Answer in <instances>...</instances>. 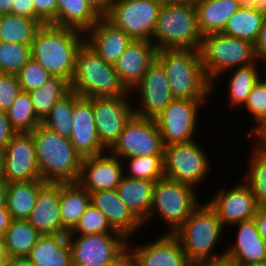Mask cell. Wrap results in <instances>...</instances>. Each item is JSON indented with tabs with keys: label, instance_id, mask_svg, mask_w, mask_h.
<instances>
[{
	"label": "cell",
	"instance_id": "obj_18",
	"mask_svg": "<svg viewBox=\"0 0 266 266\" xmlns=\"http://www.w3.org/2000/svg\"><path fill=\"white\" fill-rule=\"evenodd\" d=\"M158 236L140 245L128 239L131 261L136 266H192L180 241L173 234L162 233Z\"/></svg>",
	"mask_w": 266,
	"mask_h": 266
},
{
	"label": "cell",
	"instance_id": "obj_11",
	"mask_svg": "<svg viewBox=\"0 0 266 266\" xmlns=\"http://www.w3.org/2000/svg\"><path fill=\"white\" fill-rule=\"evenodd\" d=\"M165 0H112L106 18L134 40L151 41Z\"/></svg>",
	"mask_w": 266,
	"mask_h": 266
},
{
	"label": "cell",
	"instance_id": "obj_60",
	"mask_svg": "<svg viewBox=\"0 0 266 266\" xmlns=\"http://www.w3.org/2000/svg\"><path fill=\"white\" fill-rule=\"evenodd\" d=\"M266 131V121L251 135L257 140Z\"/></svg>",
	"mask_w": 266,
	"mask_h": 266
},
{
	"label": "cell",
	"instance_id": "obj_52",
	"mask_svg": "<svg viewBox=\"0 0 266 266\" xmlns=\"http://www.w3.org/2000/svg\"><path fill=\"white\" fill-rule=\"evenodd\" d=\"M131 261V255L128 246L113 260L100 266H126Z\"/></svg>",
	"mask_w": 266,
	"mask_h": 266
},
{
	"label": "cell",
	"instance_id": "obj_39",
	"mask_svg": "<svg viewBox=\"0 0 266 266\" xmlns=\"http://www.w3.org/2000/svg\"><path fill=\"white\" fill-rule=\"evenodd\" d=\"M164 155H150L122 159L124 175L134 179L156 182L164 177Z\"/></svg>",
	"mask_w": 266,
	"mask_h": 266
},
{
	"label": "cell",
	"instance_id": "obj_40",
	"mask_svg": "<svg viewBox=\"0 0 266 266\" xmlns=\"http://www.w3.org/2000/svg\"><path fill=\"white\" fill-rule=\"evenodd\" d=\"M74 91L70 90L52 107L50 113L42 120V124L67 139L72 133V111Z\"/></svg>",
	"mask_w": 266,
	"mask_h": 266
},
{
	"label": "cell",
	"instance_id": "obj_31",
	"mask_svg": "<svg viewBox=\"0 0 266 266\" xmlns=\"http://www.w3.org/2000/svg\"><path fill=\"white\" fill-rule=\"evenodd\" d=\"M46 184L41 179L8 184L6 208L12 219L26 220L33 210L38 191Z\"/></svg>",
	"mask_w": 266,
	"mask_h": 266
},
{
	"label": "cell",
	"instance_id": "obj_17",
	"mask_svg": "<svg viewBox=\"0 0 266 266\" xmlns=\"http://www.w3.org/2000/svg\"><path fill=\"white\" fill-rule=\"evenodd\" d=\"M2 178L8 184L41 179L31 133H17L3 150Z\"/></svg>",
	"mask_w": 266,
	"mask_h": 266
},
{
	"label": "cell",
	"instance_id": "obj_64",
	"mask_svg": "<svg viewBox=\"0 0 266 266\" xmlns=\"http://www.w3.org/2000/svg\"><path fill=\"white\" fill-rule=\"evenodd\" d=\"M264 250H265V263H266V239L264 240Z\"/></svg>",
	"mask_w": 266,
	"mask_h": 266
},
{
	"label": "cell",
	"instance_id": "obj_14",
	"mask_svg": "<svg viewBox=\"0 0 266 266\" xmlns=\"http://www.w3.org/2000/svg\"><path fill=\"white\" fill-rule=\"evenodd\" d=\"M73 266H100L116 258L128 245L121 233L67 235Z\"/></svg>",
	"mask_w": 266,
	"mask_h": 266
},
{
	"label": "cell",
	"instance_id": "obj_30",
	"mask_svg": "<svg viewBox=\"0 0 266 266\" xmlns=\"http://www.w3.org/2000/svg\"><path fill=\"white\" fill-rule=\"evenodd\" d=\"M90 204V193L78 182L61 183L60 217L68 232L75 228Z\"/></svg>",
	"mask_w": 266,
	"mask_h": 266
},
{
	"label": "cell",
	"instance_id": "obj_32",
	"mask_svg": "<svg viewBox=\"0 0 266 266\" xmlns=\"http://www.w3.org/2000/svg\"><path fill=\"white\" fill-rule=\"evenodd\" d=\"M249 143L247 169L240 179L250 187L258 208H266V150L256 140Z\"/></svg>",
	"mask_w": 266,
	"mask_h": 266
},
{
	"label": "cell",
	"instance_id": "obj_6",
	"mask_svg": "<svg viewBox=\"0 0 266 266\" xmlns=\"http://www.w3.org/2000/svg\"><path fill=\"white\" fill-rule=\"evenodd\" d=\"M70 89L86 98L131 96L121 83L115 66L105 62L85 42L77 53L75 74Z\"/></svg>",
	"mask_w": 266,
	"mask_h": 266
},
{
	"label": "cell",
	"instance_id": "obj_20",
	"mask_svg": "<svg viewBox=\"0 0 266 266\" xmlns=\"http://www.w3.org/2000/svg\"><path fill=\"white\" fill-rule=\"evenodd\" d=\"M124 175L123 162L109 151L82 158L78 183L89 193L117 189Z\"/></svg>",
	"mask_w": 266,
	"mask_h": 266
},
{
	"label": "cell",
	"instance_id": "obj_37",
	"mask_svg": "<svg viewBox=\"0 0 266 266\" xmlns=\"http://www.w3.org/2000/svg\"><path fill=\"white\" fill-rule=\"evenodd\" d=\"M70 90V84L65 79L51 76L40 88L28 92L38 118L42 121Z\"/></svg>",
	"mask_w": 266,
	"mask_h": 266
},
{
	"label": "cell",
	"instance_id": "obj_47",
	"mask_svg": "<svg viewBox=\"0 0 266 266\" xmlns=\"http://www.w3.org/2000/svg\"><path fill=\"white\" fill-rule=\"evenodd\" d=\"M16 134L7 113L0 111V150L3 151Z\"/></svg>",
	"mask_w": 266,
	"mask_h": 266
},
{
	"label": "cell",
	"instance_id": "obj_1",
	"mask_svg": "<svg viewBox=\"0 0 266 266\" xmlns=\"http://www.w3.org/2000/svg\"><path fill=\"white\" fill-rule=\"evenodd\" d=\"M85 42L84 32L43 24L31 44V58L40 63L53 77L72 82L77 53Z\"/></svg>",
	"mask_w": 266,
	"mask_h": 266
},
{
	"label": "cell",
	"instance_id": "obj_59",
	"mask_svg": "<svg viewBox=\"0 0 266 266\" xmlns=\"http://www.w3.org/2000/svg\"><path fill=\"white\" fill-rule=\"evenodd\" d=\"M13 1L14 0H0V14L11 13Z\"/></svg>",
	"mask_w": 266,
	"mask_h": 266
},
{
	"label": "cell",
	"instance_id": "obj_61",
	"mask_svg": "<svg viewBox=\"0 0 266 266\" xmlns=\"http://www.w3.org/2000/svg\"><path fill=\"white\" fill-rule=\"evenodd\" d=\"M256 141L266 150V131Z\"/></svg>",
	"mask_w": 266,
	"mask_h": 266
},
{
	"label": "cell",
	"instance_id": "obj_25",
	"mask_svg": "<svg viewBox=\"0 0 266 266\" xmlns=\"http://www.w3.org/2000/svg\"><path fill=\"white\" fill-rule=\"evenodd\" d=\"M85 43L90 46L105 62L115 64L134 40L123 30L116 27L106 17L84 33Z\"/></svg>",
	"mask_w": 266,
	"mask_h": 266
},
{
	"label": "cell",
	"instance_id": "obj_63",
	"mask_svg": "<svg viewBox=\"0 0 266 266\" xmlns=\"http://www.w3.org/2000/svg\"><path fill=\"white\" fill-rule=\"evenodd\" d=\"M3 151L0 150V179L2 178Z\"/></svg>",
	"mask_w": 266,
	"mask_h": 266
},
{
	"label": "cell",
	"instance_id": "obj_51",
	"mask_svg": "<svg viewBox=\"0 0 266 266\" xmlns=\"http://www.w3.org/2000/svg\"><path fill=\"white\" fill-rule=\"evenodd\" d=\"M259 234L266 239V208H258L254 216Z\"/></svg>",
	"mask_w": 266,
	"mask_h": 266
},
{
	"label": "cell",
	"instance_id": "obj_24",
	"mask_svg": "<svg viewBox=\"0 0 266 266\" xmlns=\"http://www.w3.org/2000/svg\"><path fill=\"white\" fill-rule=\"evenodd\" d=\"M157 48L149 40H133L114 64L118 77L130 92L157 59Z\"/></svg>",
	"mask_w": 266,
	"mask_h": 266
},
{
	"label": "cell",
	"instance_id": "obj_13",
	"mask_svg": "<svg viewBox=\"0 0 266 266\" xmlns=\"http://www.w3.org/2000/svg\"><path fill=\"white\" fill-rule=\"evenodd\" d=\"M130 93L136 98L134 114L143 118L155 119L175 99L165 69L157 59Z\"/></svg>",
	"mask_w": 266,
	"mask_h": 266
},
{
	"label": "cell",
	"instance_id": "obj_58",
	"mask_svg": "<svg viewBox=\"0 0 266 266\" xmlns=\"http://www.w3.org/2000/svg\"><path fill=\"white\" fill-rule=\"evenodd\" d=\"M9 258L8 251L3 244L2 238H0V266H7Z\"/></svg>",
	"mask_w": 266,
	"mask_h": 266
},
{
	"label": "cell",
	"instance_id": "obj_42",
	"mask_svg": "<svg viewBox=\"0 0 266 266\" xmlns=\"http://www.w3.org/2000/svg\"><path fill=\"white\" fill-rule=\"evenodd\" d=\"M240 108H245L249 112L247 116L252 120V126L247 130L251 135L266 121V76L263 75L254 85L252 91L247 97L245 104Z\"/></svg>",
	"mask_w": 266,
	"mask_h": 266
},
{
	"label": "cell",
	"instance_id": "obj_50",
	"mask_svg": "<svg viewBox=\"0 0 266 266\" xmlns=\"http://www.w3.org/2000/svg\"><path fill=\"white\" fill-rule=\"evenodd\" d=\"M99 17H106L112 0H85Z\"/></svg>",
	"mask_w": 266,
	"mask_h": 266
},
{
	"label": "cell",
	"instance_id": "obj_67",
	"mask_svg": "<svg viewBox=\"0 0 266 266\" xmlns=\"http://www.w3.org/2000/svg\"><path fill=\"white\" fill-rule=\"evenodd\" d=\"M264 75L266 76V64L264 65Z\"/></svg>",
	"mask_w": 266,
	"mask_h": 266
},
{
	"label": "cell",
	"instance_id": "obj_23",
	"mask_svg": "<svg viewBox=\"0 0 266 266\" xmlns=\"http://www.w3.org/2000/svg\"><path fill=\"white\" fill-rule=\"evenodd\" d=\"M91 204L94 205L107 219L110 226L123 234L127 239L143 233V223L122 202L116 189L90 193ZM142 230V231H141ZM140 231V232H139Z\"/></svg>",
	"mask_w": 266,
	"mask_h": 266
},
{
	"label": "cell",
	"instance_id": "obj_41",
	"mask_svg": "<svg viewBox=\"0 0 266 266\" xmlns=\"http://www.w3.org/2000/svg\"><path fill=\"white\" fill-rule=\"evenodd\" d=\"M30 59V46L0 41V73L17 75Z\"/></svg>",
	"mask_w": 266,
	"mask_h": 266
},
{
	"label": "cell",
	"instance_id": "obj_29",
	"mask_svg": "<svg viewBox=\"0 0 266 266\" xmlns=\"http://www.w3.org/2000/svg\"><path fill=\"white\" fill-rule=\"evenodd\" d=\"M195 7L202 36L222 33L228 19L240 8L237 0H202Z\"/></svg>",
	"mask_w": 266,
	"mask_h": 266
},
{
	"label": "cell",
	"instance_id": "obj_62",
	"mask_svg": "<svg viewBox=\"0 0 266 266\" xmlns=\"http://www.w3.org/2000/svg\"><path fill=\"white\" fill-rule=\"evenodd\" d=\"M173 1L196 4L198 2H201L202 0H173Z\"/></svg>",
	"mask_w": 266,
	"mask_h": 266
},
{
	"label": "cell",
	"instance_id": "obj_45",
	"mask_svg": "<svg viewBox=\"0 0 266 266\" xmlns=\"http://www.w3.org/2000/svg\"><path fill=\"white\" fill-rule=\"evenodd\" d=\"M20 91L17 75L0 73V111L7 112Z\"/></svg>",
	"mask_w": 266,
	"mask_h": 266
},
{
	"label": "cell",
	"instance_id": "obj_54",
	"mask_svg": "<svg viewBox=\"0 0 266 266\" xmlns=\"http://www.w3.org/2000/svg\"><path fill=\"white\" fill-rule=\"evenodd\" d=\"M192 266H239L235 262L231 261L227 257H222L219 259L198 261L192 263Z\"/></svg>",
	"mask_w": 266,
	"mask_h": 266
},
{
	"label": "cell",
	"instance_id": "obj_19",
	"mask_svg": "<svg viewBox=\"0 0 266 266\" xmlns=\"http://www.w3.org/2000/svg\"><path fill=\"white\" fill-rule=\"evenodd\" d=\"M72 133L70 141L82 157L100 155L108 150L99 141L93 113L92 98L79 96L74 92L72 111Z\"/></svg>",
	"mask_w": 266,
	"mask_h": 266
},
{
	"label": "cell",
	"instance_id": "obj_22",
	"mask_svg": "<svg viewBox=\"0 0 266 266\" xmlns=\"http://www.w3.org/2000/svg\"><path fill=\"white\" fill-rule=\"evenodd\" d=\"M61 183H46L37 194L36 204L26 219L41 235H68L60 217Z\"/></svg>",
	"mask_w": 266,
	"mask_h": 266
},
{
	"label": "cell",
	"instance_id": "obj_21",
	"mask_svg": "<svg viewBox=\"0 0 266 266\" xmlns=\"http://www.w3.org/2000/svg\"><path fill=\"white\" fill-rule=\"evenodd\" d=\"M227 229L228 232L231 229L236 232L234 241L225 247V257L239 266L265 263L264 238L259 234L254 218L238 222Z\"/></svg>",
	"mask_w": 266,
	"mask_h": 266
},
{
	"label": "cell",
	"instance_id": "obj_8",
	"mask_svg": "<svg viewBox=\"0 0 266 266\" xmlns=\"http://www.w3.org/2000/svg\"><path fill=\"white\" fill-rule=\"evenodd\" d=\"M199 50L205 72L212 83L230 69L259 63L254 43L223 33L203 36Z\"/></svg>",
	"mask_w": 266,
	"mask_h": 266
},
{
	"label": "cell",
	"instance_id": "obj_10",
	"mask_svg": "<svg viewBox=\"0 0 266 266\" xmlns=\"http://www.w3.org/2000/svg\"><path fill=\"white\" fill-rule=\"evenodd\" d=\"M207 101L174 99L166 106L155 118L164 146L187 143L198 138L200 114L202 107L208 105Z\"/></svg>",
	"mask_w": 266,
	"mask_h": 266
},
{
	"label": "cell",
	"instance_id": "obj_56",
	"mask_svg": "<svg viewBox=\"0 0 266 266\" xmlns=\"http://www.w3.org/2000/svg\"><path fill=\"white\" fill-rule=\"evenodd\" d=\"M7 266H35L27 257H10Z\"/></svg>",
	"mask_w": 266,
	"mask_h": 266
},
{
	"label": "cell",
	"instance_id": "obj_26",
	"mask_svg": "<svg viewBox=\"0 0 266 266\" xmlns=\"http://www.w3.org/2000/svg\"><path fill=\"white\" fill-rule=\"evenodd\" d=\"M226 74L228 77L226 79L227 83H223L225 84L224 89L227 88L226 93L228 95L226 100H228L229 104L226 106H229L231 110H240V108H242V106L245 104L247 97L252 91L254 85L264 75V65L261 63H254L249 66L234 68L224 72L212 83L213 95H216V85H220L219 81H221V84L222 81L224 82L222 79H225L224 77H226Z\"/></svg>",
	"mask_w": 266,
	"mask_h": 266
},
{
	"label": "cell",
	"instance_id": "obj_3",
	"mask_svg": "<svg viewBox=\"0 0 266 266\" xmlns=\"http://www.w3.org/2000/svg\"><path fill=\"white\" fill-rule=\"evenodd\" d=\"M41 180L46 183H75L81 173L82 157L70 139L62 137L42 123L31 132Z\"/></svg>",
	"mask_w": 266,
	"mask_h": 266
},
{
	"label": "cell",
	"instance_id": "obj_28",
	"mask_svg": "<svg viewBox=\"0 0 266 266\" xmlns=\"http://www.w3.org/2000/svg\"><path fill=\"white\" fill-rule=\"evenodd\" d=\"M154 183L123 175L116 189L122 202L142 223L150 214Z\"/></svg>",
	"mask_w": 266,
	"mask_h": 266
},
{
	"label": "cell",
	"instance_id": "obj_15",
	"mask_svg": "<svg viewBox=\"0 0 266 266\" xmlns=\"http://www.w3.org/2000/svg\"><path fill=\"white\" fill-rule=\"evenodd\" d=\"M132 96L92 98L94 121L101 144L109 150L134 115Z\"/></svg>",
	"mask_w": 266,
	"mask_h": 266
},
{
	"label": "cell",
	"instance_id": "obj_66",
	"mask_svg": "<svg viewBox=\"0 0 266 266\" xmlns=\"http://www.w3.org/2000/svg\"><path fill=\"white\" fill-rule=\"evenodd\" d=\"M126 266H136L132 261H130Z\"/></svg>",
	"mask_w": 266,
	"mask_h": 266
},
{
	"label": "cell",
	"instance_id": "obj_55",
	"mask_svg": "<svg viewBox=\"0 0 266 266\" xmlns=\"http://www.w3.org/2000/svg\"><path fill=\"white\" fill-rule=\"evenodd\" d=\"M12 220L13 219L6 206L0 207V238L4 235V233L10 226Z\"/></svg>",
	"mask_w": 266,
	"mask_h": 266
},
{
	"label": "cell",
	"instance_id": "obj_33",
	"mask_svg": "<svg viewBox=\"0 0 266 266\" xmlns=\"http://www.w3.org/2000/svg\"><path fill=\"white\" fill-rule=\"evenodd\" d=\"M100 17L85 0H58L56 26L88 31Z\"/></svg>",
	"mask_w": 266,
	"mask_h": 266
},
{
	"label": "cell",
	"instance_id": "obj_38",
	"mask_svg": "<svg viewBox=\"0 0 266 266\" xmlns=\"http://www.w3.org/2000/svg\"><path fill=\"white\" fill-rule=\"evenodd\" d=\"M6 113L17 133H31L42 123L36 115L29 93L25 91H20Z\"/></svg>",
	"mask_w": 266,
	"mask_h": 266
},
{
	"label": "cell",
	"instance_id": "obj_46",
	"mask_svg": "<svg viewBox=\"0 0 266 266\" xmlns=\"http://www.w3.org/2000/svg\"><path fill=\"white\" fill-rule=\"evenodd\" d=\"M58 0H33L35 19L43 24L56 26V8Z\"/></svg>",
	"mask_w": 266,
	"mask_h": 266
},
{
	"label": "cell",
	"instance_id": "obj_43",
	"mask_svg": "<svg viewBox=\"0 0 266 266\" xmlns=\"http://www.w3.org/2000/svg\"><path fill=\"white\" fill-rule=\"evenodd\" d=\"M105 233H119L108 223L106 217L92 204L81 216L75 228L68 235H94Z\"/></svg>",
	"mask_w": 266,
	"mask_h": 266
},
{
	"label": "cell",
	"instance_id": "obj_12",
	"mask_svg": "<svg viewBox=\"0 0 266 266\" xmlns=\"http://www.w3.org/2000/svg\"><path fill=\"white\" fill-rule=\"evenodd\" d=\"M164 148L156 120L134 114L108 151L122 160L130 157L164 155Z\"/></svg>",
	"mask_w": 266,
	"mask_h": 266
},
{
	"label": "cell",
	"instance_id": "obj_36",
	"mask_svg": "<svg viewBox=\"0 0 266 266\" xmlns=\"http://www.w3.org/2000/svg\"><path fill=\"white\" fill-rule=\"evenodd\" d=\"M265 17V14L256 10L240 7L228 19L222 33L254 43Z\"/></svg>",
	"mask_w": 266,
	"mask_h": 266
},
{
	"label": "cell",
	"instance_id": "obj_16",
	"mask_svg": "<svg viewBox=\"0 0 266 266\" xmlns=\"http://www.w3.org/2000/svg\"><path fill=\"white\" fill-rule=\"evenodd\" d=\"M237 181L232 187H220V190L206 201L226 229L238 222L254 218L258 209L250 187L242 179Z\"/></svg>",
	"mask_w": 266,
	"mask_h": 266
},
{
	"label": "cell",
	"instance_id": "obj_49",
	"mask_svg": "<svg viewBox=\"0 0 266 266\" xmlns=\"http://www.w3.org/2000/svg\"><path fill=\"white\" fill-rule=\"evenodd\" d=\"M11 13L35 19L33 0H14Z\"/></svg>",
	"mask_w": 266,
	"mask_h": 266
},
{
	"label": "cell",
	"instance_id": "obj_7",
	"mask_svg": "<svg viewBox=\"0 0 266 266\" xmlns=\"http://www.w3.org/2000/svg\"><path fill=\"white\" fill-rule=\"evenodd\" d=\"M200 191L194 187L168 177H162L154 183L152 205L149 217L143 222L144 228L158 219L173 234L202 202ZM200 198V199H199Z\"/></svg>",
	"mask_w": 266,
	"mask_h": 266
},
{
	"label": "cell",
	"instance_id": "obj_53",
	"mask_svg": "<svg viewBox=\"0 0 266 266\" xmlns=\"http://www.w3.org/2000/svg\"><path fill=\"white\" fill-rule=\"evenodd\" d=\"M242 8H251L266 15V0H237Z\"/></svg>",
	"mask_w": 266,
	"mask_h": 266
},
{
	"label": "cell",
	"instance_id": "obj_35",
	"mask_svg": "<svg viewBox=\"0 0 266 266\" xmlns=\"http://www.w3.org/2000/svg\"><path fill=\"white\" fill-rule=\"evenodd\" d=\"M40 236L27 220L13 219L1 238L10 257H26Z\"/></svg>",
	"mask_w": 266,
	"mask_h": 266
},
{
	"label": "cell",
	"instance_id": "obj_9",
	"mask_svg": "<svg viewBox=\"0 0 266 266\" xmlns=\"http://www.w3.org/2000/svg\"><path fill=\"white\" fill-rule=\"evenodd\" d=\"M198 139L174 143L164 148V175L173 180L200 189L209 180L213 162ZM204 184V185H203ZM200 185V186H199Z\"/></svg>",
	"mask_w": 266,
	"mask_h": 266
},
{
	"label": "cell",
	"instance_id": "obj_44",
	"mask_svg": "<svg viewBox=\"0 0 266 266\" xmlns=\"http://www.w3.org/2000/svg\"><path fill=\"white\" fill-rule=\"evenodd\" d=\"M21 91L30 92L40 88L51 75L36 60L31 58L17 74Z\"/></svg>",
	"mask_w": 266,
	"mask_h": 266
},
{
	"label": "cell",
	"instance_id": "obj_34",
	"mask_svg": "<svg viewBox=\"0 0 266 266\" xmlns=\"http://www.w3.org/2000/svg\"><path fill=\"white\" fill-rule=\"evenodd\" d=\"M41 26L36 19L12 13L0 14V41L31 46Z\"/></svg>",
	"mask_w": 266,
	"mask_h": 266
},
{
	"label": "cell",
	"instance_id": "obj_27",
	"mask_svg": "<svg viewBox=\"0 0 266 266\" xmlns=\"http://www.w3.org/2000/svg\"><path fill=\"white\" fill-rule=\"evenodd\" d=\"M26 257L35 266H73L71 247L65 234L41 235Z\"/></svg>",
	"mask_w": 266,
	"mask_h": 266
},
{
	"label": "cell",
	"instance_id": "obj_4",
	"mask_svg": "<svg viewBox=\"0 0 266 266\" xmlns=\"http://www.w3.org/2000/svg\"><path fill=\"white\" fill-rule=\"evenodd\" d=\"M225 230L205 199L173 235L180 241L188 260L195 263L225 257L226 248L219 250Z\"/></svg>",
	"mask_w": 266,
	"mask_h": 266
},
{
	"label": "cell",
	"instance_id": "obj_2",
	"mask_svg": "<svg viewBox=\"0 0 266 266\" xmlns=\"http://www.w3.org/2000/svg\"><path fill=\"white\" fill-rule=\"evenodd\" d=\"M157 60L165 69L175 99L212 98V82L205 72L199 49H161Z\"/></svg>",
	"mask_w": 266,
	"mask_h": 266
},
{
	"label": "cell",
	"instance_id": "obj_57",
	"mask_svg": "<svg viewBox=\"0 0 266 266\" xmlns=\"http://www.w3.org/2000/svg\"><path fill=\"white\" fill-rule=\"evenodd\" d=\"M8 183L1 178L0 179V207L6 206V194H7Z\"/></svg>",
	"mask_w": 266,
	"mask_h": 266
},
{
	"label": "cell",
	"instance_id": "obj_48",
	"mask_svg": "<svg viewBox=\"0 0 266 266\" xmlns=\"http://www.w3.org/2000/svg\"><path fill=\"white\" fill-rule=\"evenodd\" d=\"M255 56L259 63L266 64V17L259 30L257 40L254 42Z\"/></svg>",
	"mask_w": 266,
	"mask_h": 266
},
{
	"label": "cell",
	"instance_id": "obj_65",
	"mask_svg": "<svg viewBox=\"0 0 266 266\" xmlns=\"http://www.w3.org/2000/svg\"><path fill=\"white\" fill-rule=\"evenodd\" d=\"M251 266H266V263H261V264L251 265Z\"/></svg>",
	"mask_w": 266,
	"mask_h": 266
},
{
	"label": "cell",
	"instance_id": "obj_5",
	"mask_svg": "<svg viewBox=\"0 0 266 266\" xmlns=\"http://www.w3.org/2000/svg\"><path fill=\"white\" fill-rule=\"evenodd\" d=\"M195 4L165 0L156 21L151 42L161 49H200Z\"/></svg>",
	"mask_w": 266,
	"mask_h": 266
}]
</instances>
